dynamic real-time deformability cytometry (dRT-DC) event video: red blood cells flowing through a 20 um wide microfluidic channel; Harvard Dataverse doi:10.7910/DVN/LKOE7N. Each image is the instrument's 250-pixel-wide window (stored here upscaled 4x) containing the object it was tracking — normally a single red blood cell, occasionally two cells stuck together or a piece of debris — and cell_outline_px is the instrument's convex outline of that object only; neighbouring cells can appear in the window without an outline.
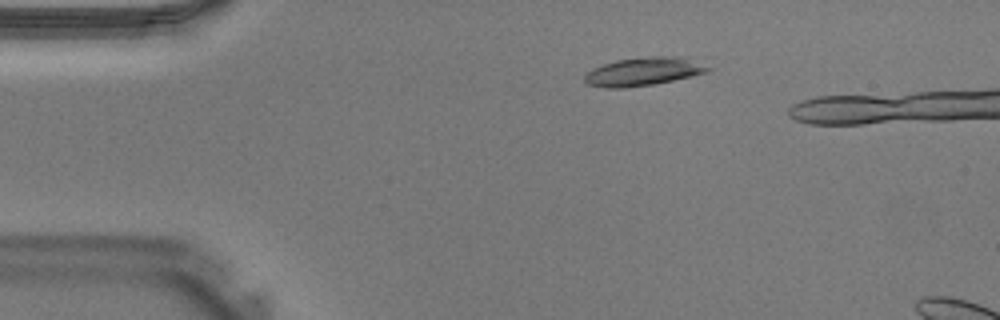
{"species": "Egyptian fruit bat (a non-hibernating species)", "species_latin": "Rousettus aegyptiacus", "temperature_condition": "warm", "stored_images_in_passage": 6, "camera_frame_rate_fps": 3000, "um_per_image_px": 0.085, "animal": {"sex": "male"}, "frame": {"image": 1, "passage_image": 2, "time_ms": 0.333, "image_size_px": [1000, 320], "cell_outline_px": [[712, 68], [708, 72], [672, 80], [652, 84], [624, 88], [604, 88], [588, 84], [584, 80], [584, 76], [592, 68], [616, 60], [652, 56], [676, 56]], "centroid_in_image_um": [54.62, 6.09], "position_along_channel_um": 30.4, "area_um2": 19.88}}